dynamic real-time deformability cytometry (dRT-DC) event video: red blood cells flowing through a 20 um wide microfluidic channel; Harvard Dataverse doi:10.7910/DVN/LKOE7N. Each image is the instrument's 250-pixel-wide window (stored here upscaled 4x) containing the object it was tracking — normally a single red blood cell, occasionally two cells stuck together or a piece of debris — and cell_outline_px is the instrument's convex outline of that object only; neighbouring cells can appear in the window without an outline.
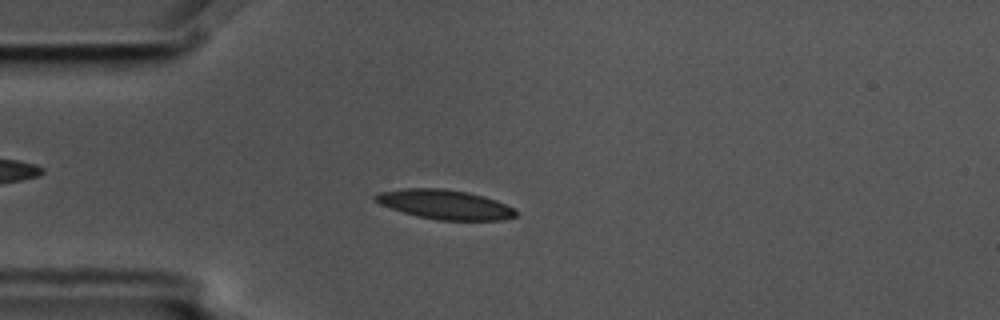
{"species": "common noctule bat (a hibernating species)", "species_latin": "Nyctalus noctula", "temperature_condition": "cold", "stored_images_in_passage": 7, "camera_frame_rate_fps": 3000, "um_per_image_px": 0.085, "animal": {"sex": "male", "body_mass_g": 17.5, "forearm_length_mm": 52.3}, "frame": {"image": 1, "passage_image": 5, "time_ms": 1.333, "image_size_px": [1000, 320], "cell_outline_px": [[516, 216], [500, 220], [440, 220], [420, 216], [404, 212], [380, 204], [372, 200], [372, 196], [380, 192], [404, 188], [440, 188], [468, 192], [484, 196], [496, 200], [516, 208]], "centroid_in_image_um": [37.82, 17.37], "position_along_channel_um": 47.2, "area_um2": 23.99}}